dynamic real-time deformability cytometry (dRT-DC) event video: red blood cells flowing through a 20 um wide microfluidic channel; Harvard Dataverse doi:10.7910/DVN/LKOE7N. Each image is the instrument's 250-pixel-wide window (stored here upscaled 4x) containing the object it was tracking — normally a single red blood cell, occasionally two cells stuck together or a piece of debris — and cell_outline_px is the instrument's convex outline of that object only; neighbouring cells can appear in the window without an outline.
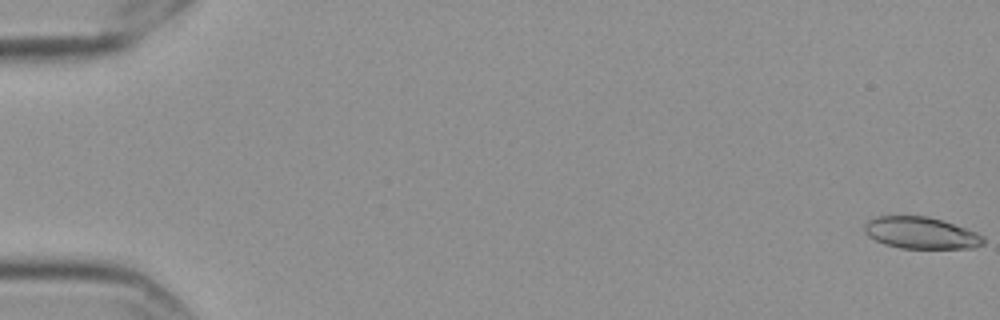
{"species": "Egyptian fruit bat (a non-hibernating species)", "species_latin": "Rousettus aegyptiacus", "temperature_condition": "cold", "stored_images_in_passage": 16, "camera_frame_rate_fps": 3000, "um_per_image_px": 0.085, "frame": {"image": 1, "passage_image": 1, "time_ms": 0.0, "image_size_px": [1000, 320], "cell_outline_px": [[984, 244], [972, 248], [900, 248], [884, 244], [868, 236], [864, 232], [864, 224], [868, 220], [876, 216], [928, 216], [976, 232], [984, 236]], "centroid_in_image_um": [78.25, 19.8], "position_along_channel_um": 6.7, "area_um2": 21.91}}
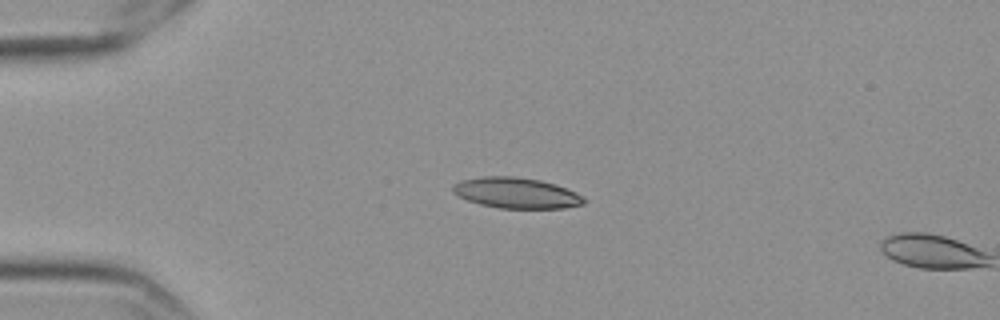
{"frame": {"image": 2, "passage_image": 15, "time_ms": 4.667, "image_size_px": [1000, 320], "cell_outline_px": [[588, 200], [584, 204], [564, 208], [500, 208], [480, 204], [468, 200], [452, 192], [452, 184], [460, 180], [484, 176], [512, 176], [540, 180], [556, 184], [576, 192], [584, 196]], "centroid_in_image_um": [43.91, 16.4], "position_along_channel_um": 41.1, "area_um2": 23.58}}